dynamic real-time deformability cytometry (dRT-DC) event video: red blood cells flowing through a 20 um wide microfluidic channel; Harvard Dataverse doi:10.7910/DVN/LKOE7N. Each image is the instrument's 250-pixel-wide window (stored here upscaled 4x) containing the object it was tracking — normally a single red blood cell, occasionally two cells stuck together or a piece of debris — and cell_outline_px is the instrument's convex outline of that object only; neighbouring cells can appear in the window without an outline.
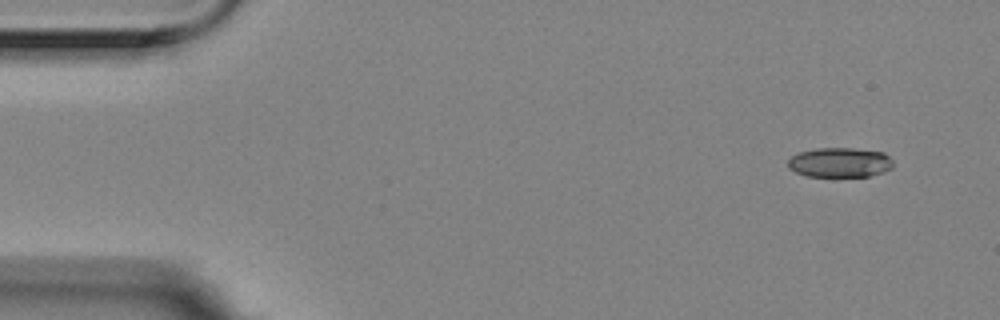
{"species": "Egyptian fruit bat (a non-hibernating species)", "species_latin": "Rousettus aegyptiacus", "temperature_condition": "room temperature", "stored_images_in_passage": 5, "camera_frame_rate_fps": 3000, "um_per_image_px": 0.085, "animal": {"sex": "female"}, "frame": {"image": 1, "passage_image": 1, "time_ms": 0.0, "image_size_px": [1000, 320], "cell_outline_px": [[892, 168], [884, 172], [868, 176], [808, 176], [796, 172], [788, 168], [788, 160], [792, 156], [800, 152], [816, 148], [852, 148], [884, 152], [892, 160]], "centroid_in_image_um": [71.39, 13.8], "position_along_channel_um": 13.6, "area_um2": 18.15}}